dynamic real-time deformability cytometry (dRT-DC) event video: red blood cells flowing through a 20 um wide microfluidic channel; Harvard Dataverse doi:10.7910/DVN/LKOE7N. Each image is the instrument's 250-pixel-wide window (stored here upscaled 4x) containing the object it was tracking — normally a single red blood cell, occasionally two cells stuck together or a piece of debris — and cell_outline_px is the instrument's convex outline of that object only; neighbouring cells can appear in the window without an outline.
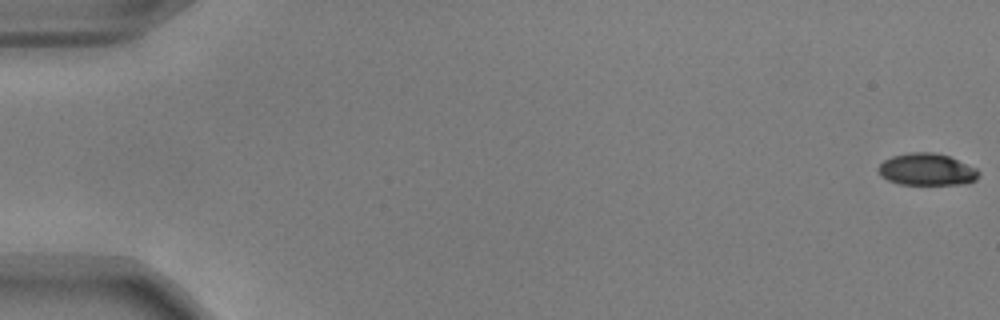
{"species": "common noctule bat (a hibernating species)", "species_latin": "Nyctalus noctula", "temperature_condition": "warm", "stored_images_in_passage": 54, "camera_frame_rate_fps": 3000, "um_per_image_px": 0.085, "animal": {"sex": "male", "body_mass_g": 17.9, "forearm_length_mm": 54.2}, "frame": {"image": 1, "passage_image": 1, "time_ms": 0.0, "image_size_px": [1000, 320], "cell_outline_px": [[980, 176], [976, 180], [968, 184], [900, 184], [888, 180], [880, 176], [876, 168], [884, 160], [892, 156], [908, 152], [932, 152], [948, 156], [976, 168], [980, 172]], "centroid_in_image_um": [78.77, 14.41], "position_along_channel_um": 6.2, "area_um2": 18.84}}
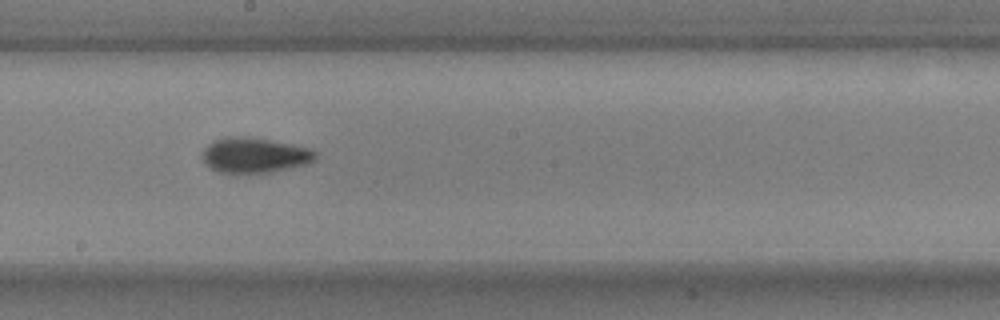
{"frame": {"image": 2, "passage_image": 31, "time_ms": 10.0, "image_size_px": [1000, 320], "cell_outline_px": [[316, 160], [308, 164], [272, 172], [236, 176], [232, 176], [220, 172], [204, 164], [200, 156], [200, 152], [212, 140], [224, 136], [248, 136], [292, 144], [308, 148], [316, 152]], "centroid_in_image_um": [21.56, 13.22], "position_along_channel_um": 226.6, "area_um2": 24.28}}
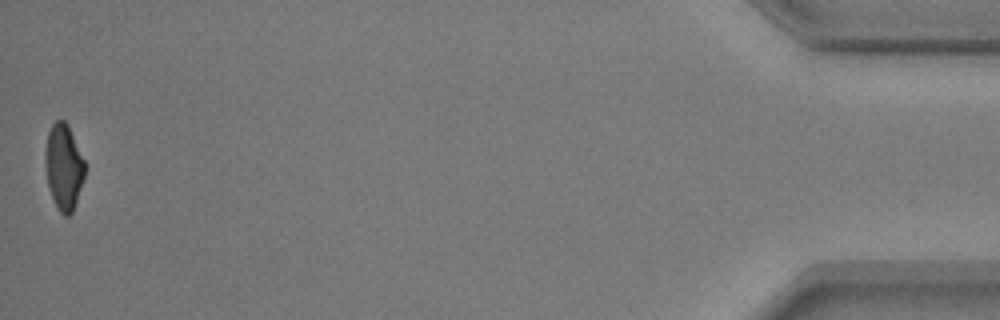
{"frame": {"image": 3, "passage_image": 54, "time_ms": 17.667, "image_size_px": [1000, 320], "cell_outline_px": [[84, 180], [72, 212], [68, 216], [64, 216], [56, 208], [52, 200], [48, 188], [44, 160], [44, 152], [48, 132], [52, 124], [56, 120], [64, 120], [68, 124], [84, 160]], "centroid_in_image_um": [5.39, 14.2], "position_along_channel_um": 429.8, "area_um2": 20.0}, "authors_computed_cell_mechanics": {"area_um2": 21.1259, "velocity_mm_per_s": 3.8094, "shape_relaxation_time_tau1_ms": 3.0248, "shape_relaxation_time_tau2_ms": 2.772, "deformation_change_tau1": 0.1437, "deformation_change_tau2": 0.08}}